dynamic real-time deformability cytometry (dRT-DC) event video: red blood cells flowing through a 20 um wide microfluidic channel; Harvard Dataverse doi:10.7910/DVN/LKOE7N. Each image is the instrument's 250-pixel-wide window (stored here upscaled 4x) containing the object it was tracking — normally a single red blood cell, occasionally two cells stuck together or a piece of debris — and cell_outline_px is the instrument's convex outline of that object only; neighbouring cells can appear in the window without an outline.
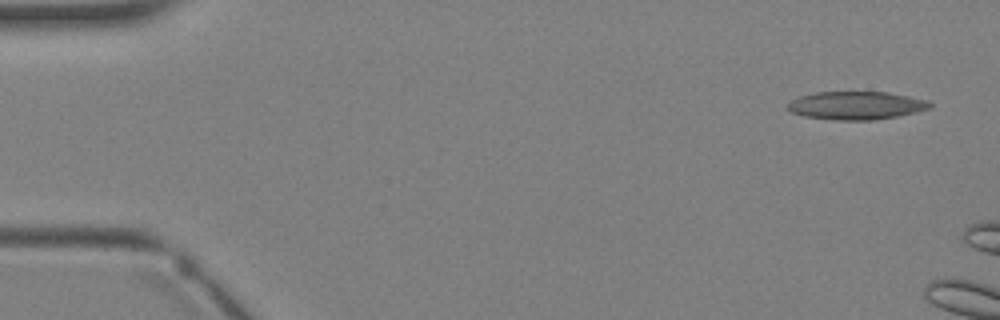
{"species": "Egyptian fruit bat (a non-hibernating species)", "species_latin": "Rousettus aegyptiacus", "temperature_condition": "warm", "stored_images_in_passage": 5, "camera_frame_rate_fps": 3000, "um_per_image_px": 0.085, "animal": {"sex": "female"}, "frame": {"image": 1, "passage_image": 1, "time_ms": 0.0, "image_size_px": [1000, 320], "cell_outline_px": [[932, 108], [900, 116], [872, 120], [836, 120], [804, 116], [792, 112], [788, 108], [788, 104], [792, 100], [800, 96], [816, 92], [888, 92], [928, 100], [932, 104]], "centroid_in_image_um": [72.83, 8.97], "position_along_channel_um": 12.2, "area_um2": 23.29}}